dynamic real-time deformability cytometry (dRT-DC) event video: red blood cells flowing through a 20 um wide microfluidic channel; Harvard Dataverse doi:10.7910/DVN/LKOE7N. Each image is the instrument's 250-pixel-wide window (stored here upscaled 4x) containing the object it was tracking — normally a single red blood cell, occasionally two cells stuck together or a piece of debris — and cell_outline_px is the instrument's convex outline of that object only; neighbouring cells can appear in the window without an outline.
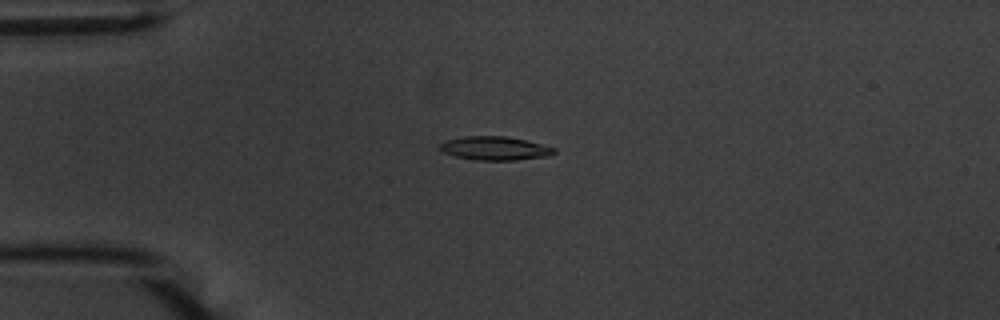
{"species": "common noctule bat (a hibernating species)", "species_latin": "Nyctalus noctula", "temperature_condition": "warm", "stored_images_in_passage": 45, "camera_frame_rate_fps": 3000, "um_per_image_px": 0.085, "animal": {"sex": "male", "body_mass_g": 20.1, "forearm_length_mm": 53.5}, "frame": {"image": 1, "passage_image": 4, "time_ms": 1.0, "image_size_px": [1000, 320], "cell_outline_px": [[556, 152], [552, 156], [516, 160], [476, 160], [456, 156], [444, 152], [440, 148], [440, 144], [448, 140], [464, 136], [508, 136], [556, 148]], "centroid_in_image_um": [42.12, 12.61], "position_along_channel_um": 42.9, "area_um2": 15.66}}
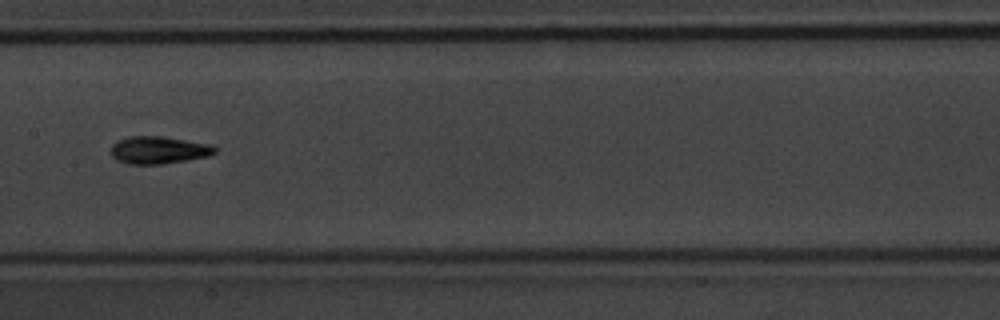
{"frame": {"image": 2, "passage_image": 18, "time_ms": 5.667, "image_size_px": [1000, 320], "cell_outline_px": [[216, 152], [208, 156], [188, 160], [164, 164], [128, 164], [116, 160], [108, 152], [112, 144], [128, 136], [160, 136], [212, 144], [216, 148]], "centroid_in_image_um": [13.46, 12.76], "position_along_channel_um": 193.9, "area_um2": 16.82}}
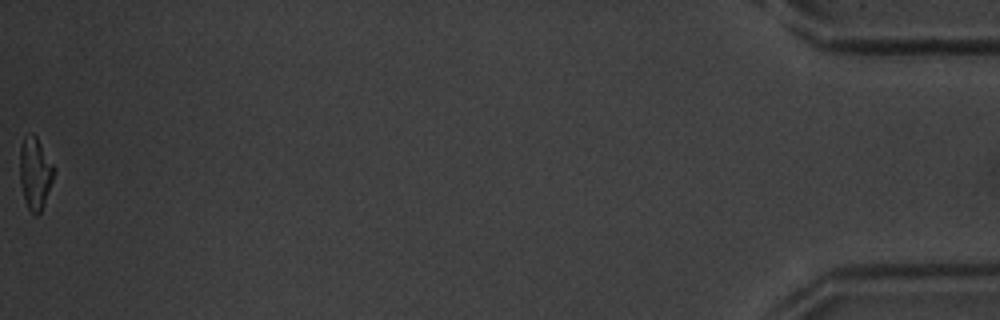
{"frame": {"image": 3, "passage_image": 45, "time_ms": 14.667, "image_size_px": [1000, 320], "cell_outline_px": [[56, 168], [44, 204], [40, 212], [36, 216], [28, 208], [24, 200], [20, 184], [20, 148], [24, 136], [28, 132], [32, 132], [36, 136]], "centroid_in_image_um": [2.97, 14.69], "position_along_channel_um": 432.2, "area_um2": 14.39}, "authors_computed_cell_mechanics": {"area_um2": 15.317, "velocity_mm_per_s": 3.7276, "shape_relaxation_time_tau1_ms": 2.7937, "shape_relaxation_time_tau2_ms": 3.6596, "deformation_change_tau1": 0.157, "deformation_change_tau2": 0.1005}}